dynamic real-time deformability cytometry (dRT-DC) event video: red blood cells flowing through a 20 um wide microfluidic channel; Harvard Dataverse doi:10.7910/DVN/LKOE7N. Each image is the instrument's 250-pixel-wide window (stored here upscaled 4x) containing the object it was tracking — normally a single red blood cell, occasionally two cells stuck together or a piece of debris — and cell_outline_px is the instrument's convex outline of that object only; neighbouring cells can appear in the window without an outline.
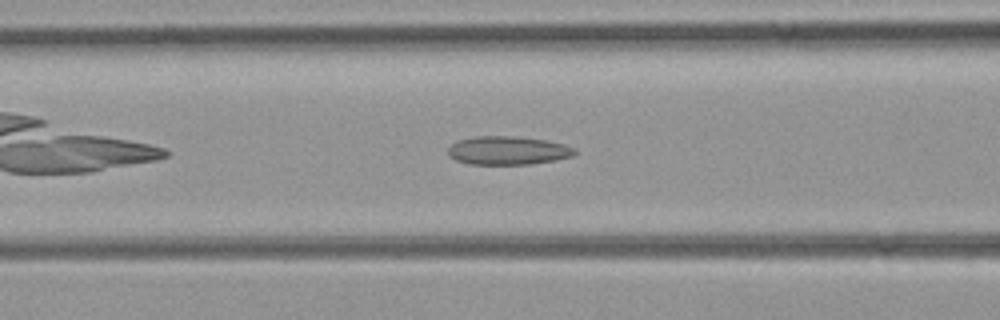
{"species": "common noctule bat (a hibernating species)", "species_latin": "Nyctalus noctula", "temperature_condition": "room temperature", "stored_images_in_passage": 26, "camera_frame_rate_fps": 3000, "um_per_image_px": 0.085, "animal": {"sex": "female", "body_mass_g": 21.9}, "frame": {"image": 1, "passage_image": 6, "time_ms": 1.667, "image_size_px": [1000, 320], "cell_outline_px": [[576, 152], [572, 156], [556, 160], [532, 164], [468, 164], [456, 160], [448, 156], [448, 148], [452, 144], [460, 140], [476, 136], [512, 136], [544, 140], [564, 144], [576, 148]], "centroid_in_image_um": [43.17, 12.8], "position_along_channel_um": 123.4, "area_um2": 20.98}}
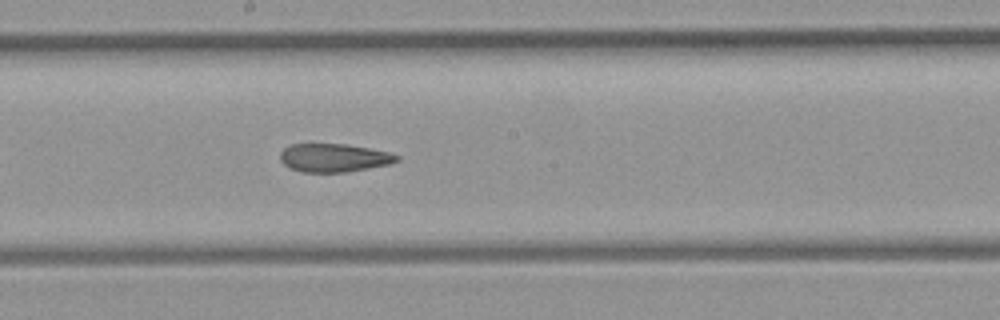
{"frame": {"image": 2, "passage_image": 13, "time_ms": 4.0, "image_size_px": [1000, 320], "cell_outline_px": [[400, 160], [388, 164], [368, 168], [344, 172], [304, 172], [292, 168], [284, 164], [280, 160], [280, 152], [284, 148], [292, 144], [348, 144], [388, 152], [400, 156]], "centroid_in_image_um": [28.38, 13.4], "position_along_channel_um": 219.8, "area_um2": 19.07}}
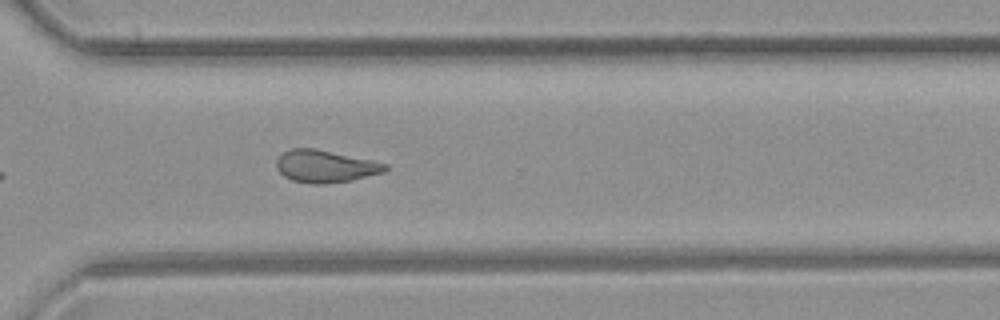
{"frame": {"image": 3, "passage_image": 22, "time_ms": 7.0, "image_size_px": [1000, 320], "cell_outline_px": [[388, 168], [384, 172], [352, 180], [324, 184], [312, 184], [292, 180], [284, 176], [276, 168], [276, 160], [284, 152], [292, 148], [312, 148], [372, 160], [388, 164]], "centroid_in_image_um": [27.65, 14.14], "position_along_channel_um": 343.0, "area_um2": 20.35}}